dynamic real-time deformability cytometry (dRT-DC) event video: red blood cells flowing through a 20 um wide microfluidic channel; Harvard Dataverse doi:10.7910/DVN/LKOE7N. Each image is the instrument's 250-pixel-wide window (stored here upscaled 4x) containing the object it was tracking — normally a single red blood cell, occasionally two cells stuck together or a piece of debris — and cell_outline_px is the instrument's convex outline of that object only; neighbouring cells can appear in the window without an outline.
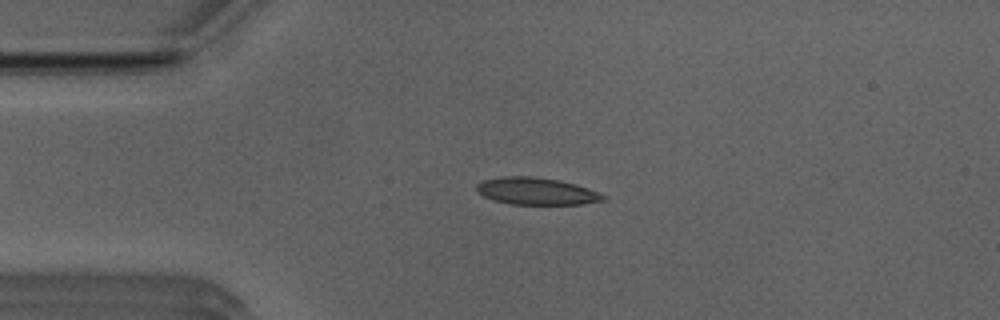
{"species": "Egyptian fruit bat (a non-hibernating species)", "species_latin": "Rousettus aegyptiacus", "temperature_condition": "room temperature", "stored_images_in_passage": 49, "camera_frame_rate_fps": 3000, "um_per_image_px": 0.085, "animal": {"sex": "male"}, "frame": {"image": 1, "passage_image": 9, "time_ms": 2.667, "image_size_px": [1000, 320], "cell_outline_px": [[608, 196], [604, 200], [580, 204], [508, 204], [492, 200], [476, 192], [476, 184], [484, 180], [504, 176], [532, 176], [556, 180], [576, 184], [600, 192]], "centroid_in_image_um": [45.58, 16.25], "position_along_channel_um": 39.4, "area_um2": 20.06}}
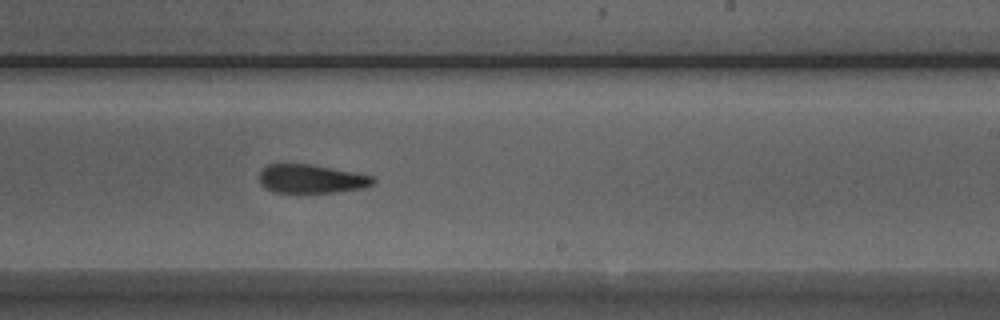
{"frame": {"image": 2, "passage_image": 28, "time_ms": 9.0, "image_size_px": [1000, 320], "cell_outline_px": [[376, 180], [372, 184], [364, 188], [336, 192], [272, 192], [264, 188], [260, 184], [260, 172], [268, 164], [308, 164], [352, 172], [372, 176]], "centroid_in_image_um": [26.43, 15.21], "position_along_channel_um": 262.6, "area_um2": 18.79}}
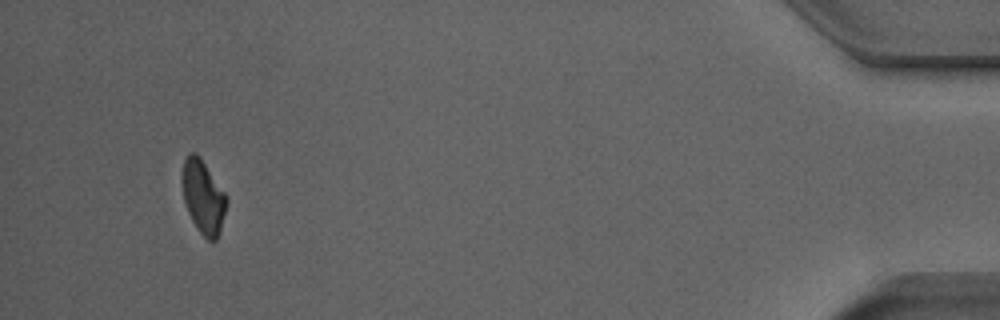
{"frame": {"image": 3, "passage_image": 46, "time_ms": 15.0, "image_size_px": [1000, 320], "cell_outline_px": [[228, 200], [220, 228], [216, 240], [212, 244], [200, 232], [192, 220], [188, 212], [184, 200], [180, 184], [180, 176], [184, 160], [188, 152], [196, 152], [200, 156], [224, 192]], "centroid_in_image_um": [17.23, 16.69], "position_along_channel_um": 418.0, "area_um2": 19.13}, "authors_computed_cell_mechanics": {"area_um2": 19.941, "velocity_mm_per_s": 3.9203, "shape_relaxation_time_tau1_ms": 4.9806, "shape_relaxation_time_tau2_ms": 1.4687, "deformation_change_tau1": 0.1455, "deformation_change_tau2": 0.0822}}